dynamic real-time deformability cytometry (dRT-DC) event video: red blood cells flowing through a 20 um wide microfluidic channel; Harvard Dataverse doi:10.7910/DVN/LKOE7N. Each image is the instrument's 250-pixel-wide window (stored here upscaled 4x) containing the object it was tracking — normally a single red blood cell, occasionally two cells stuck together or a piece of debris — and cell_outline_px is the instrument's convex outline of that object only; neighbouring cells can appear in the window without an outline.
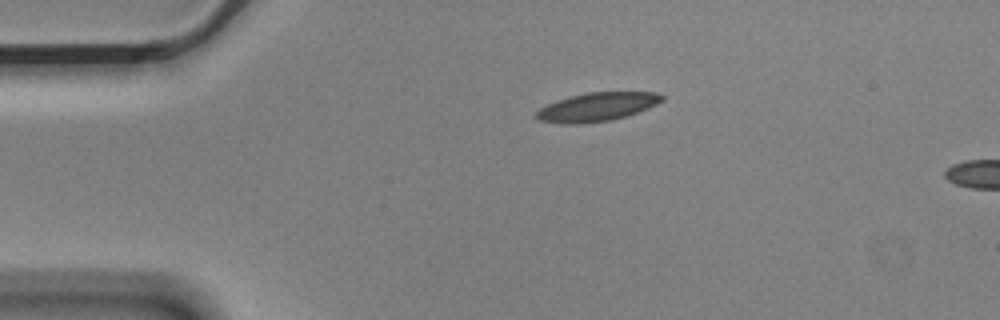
{"species": "Egyptian fruit bat (a non-hibernating species)", "species_latin": "Rousettus aegyptiacus", "temperature_condition": "cold", "stored_images_in_passage": 2, "camera_frame_rate_fps": 3000, "um_per_image_px": 0.085, "animal": {"sex": "male"}, "frame": {"image": 1, "passage_image": 1, "time_ms": 0.0, "image_size_px": [1000, 320], "cell_outline_px": [[664, 100], [648, 108], [612, 120], [580, 124], [560, 124], [540, 120], [532, 116], [540, 108], [556, 100], [568, 96], [588, 92], [656, 92], [664, 96]], "centroid_in_image_um": [50.7, 9.09], "position_along_channel_um": 34.3, "area_um2": 21.04}}